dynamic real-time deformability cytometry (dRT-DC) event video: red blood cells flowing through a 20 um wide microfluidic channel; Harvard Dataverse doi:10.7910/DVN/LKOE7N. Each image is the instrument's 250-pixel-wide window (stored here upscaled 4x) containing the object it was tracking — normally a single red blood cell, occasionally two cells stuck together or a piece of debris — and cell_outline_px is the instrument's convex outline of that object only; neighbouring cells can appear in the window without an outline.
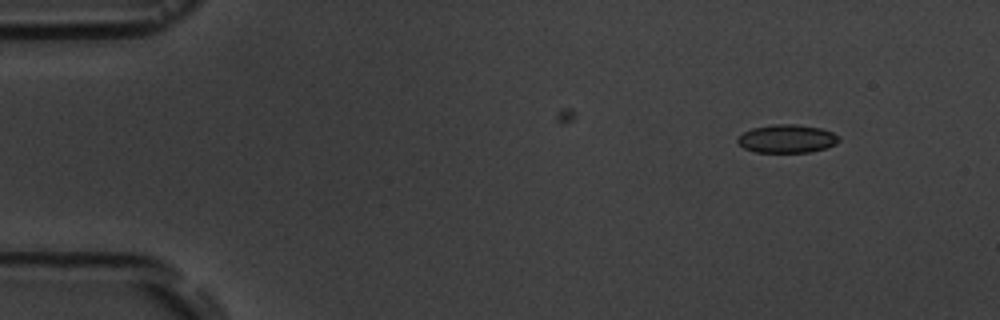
{"species": "common noctule bat (a hibernating species)", "species_latin": "Nyctalus noctula", "temperature_condition": "room temperature", "stored_images_in_passage": 5, "camera_frame_rate_fps": 3000, "um_per_image_px": 0.085, "animal": {"sex": "male", "body_mass_g": 19.5, "forearm_length_mm": 54.6}, "frame": {"image": 1, "passage_image": 1, "time_ms": 0.0, "image_size_px": [1000, 320], "cell_outline_px": [[840, 140], [836, 144], [812, 152], [756, 152], [744, 148], [736, 140], [744, 132], [752, 128], [772, 124], [796, 124], [820, 128], [832, 132], [840, 136]], "centroid_in_image_um": [66.91, 11.79], "position_along_channel_um": 18.1, "area_um2": 16.65}}
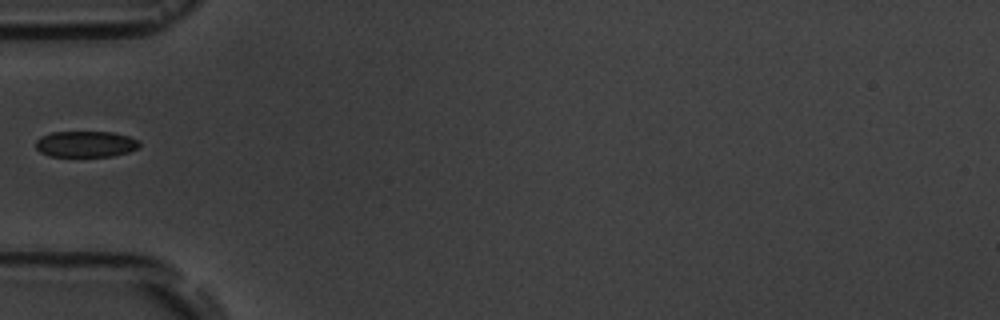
{"frame": {"image": 2, "passage_image": 4, "time_ms": 4.333, "image_size_px": [1000, 320], "cell_outline_px": [[140, 144], [136, 148], [128, 152], [112, 156], [48, 156], [40, 152], [36, 148], [36, 140], [40, 136], [52, 132], [112, 132], [128, 136], [140, 140]], "centroid_in_image_um": [7.26, 12.24], "position_along_channel_um": 77.7, "area_um2": 15.78}}
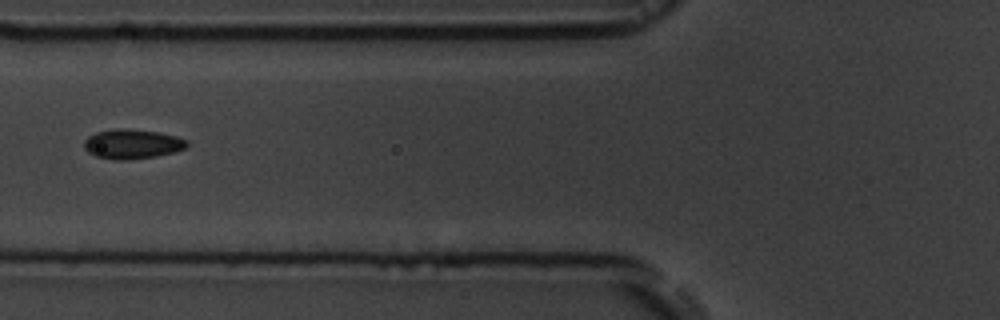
{"frame": {"image": 3, "passage_image": 5, "time_ms": 5.333, "image_size_px": [1000, 320], "cell_outline_px": [[188, 144], [184, 148], [176, 152], [156, 156], [124, 160], [116, 160], [96, 156], [88, 152], [84, 148], [84, 140], [88, 136], [96, 132], [120, 128], [128, 128], [160, 132], [176, 136], [188, 140]], "centroid_in_image_um": [11.25, 12.23], "position_along_channel_um": 114.6, "area_um2": 17.8}}